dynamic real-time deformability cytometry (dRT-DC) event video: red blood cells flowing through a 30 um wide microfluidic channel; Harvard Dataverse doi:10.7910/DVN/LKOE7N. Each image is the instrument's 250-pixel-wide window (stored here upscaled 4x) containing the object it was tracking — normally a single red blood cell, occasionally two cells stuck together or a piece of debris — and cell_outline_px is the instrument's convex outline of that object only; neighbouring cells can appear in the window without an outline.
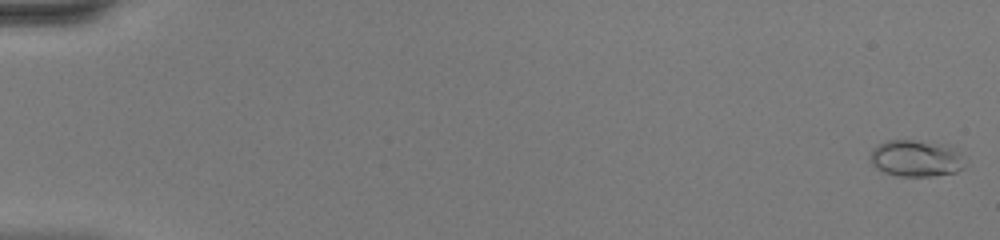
{"species": "common noctule bat (a hibernating species)", "species_latin": "Nyctalus noctula", "temperature_condition": "warm", "stored_images_in_passage": 48, "camera_frame_rate_fps": 3000, "um_per_image_px": 0.085, "animal": {"sex": "female", "body_mass_g": 20.0, "forearm_length_mm": 54.0}, "frame": {"image": 1, "passage_image": 1, "time_ms": 0.0, "image_size_px": [1000, 240], "cell_outline_px": [[964, 168], [956, 172], [932, 176], [900, 176], [884, 172], [876, 168], [868, 160], [872, 148], [876, 144], [888, 140], [912, 140], [944, 144], [956, 148], [960, 152], [964, 164]], "centroid_in_image_um": [77.83, 13.45], "position_along_channel_um": 7.2, "area_um2": 20.46}}
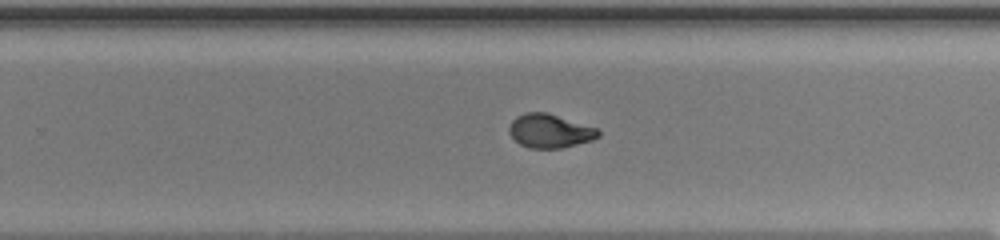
{"frame": {"image": 2, "passage_image": 32, "time_ms": 10.333, "image_size_px": [1000, 240], "cell_outline_px": [[600, 136], [592, 140], [560, 148], [528, 148], [520, 144], [508, 132], [508, 128], [512, 120], [516, 116], [524, 112], [548, 112], [596, 128], [600, 132]], "centroid_in_image_um": [46.71, 11.12], "position_along_channel_um": 283.1, "area_um2": 17.51}}
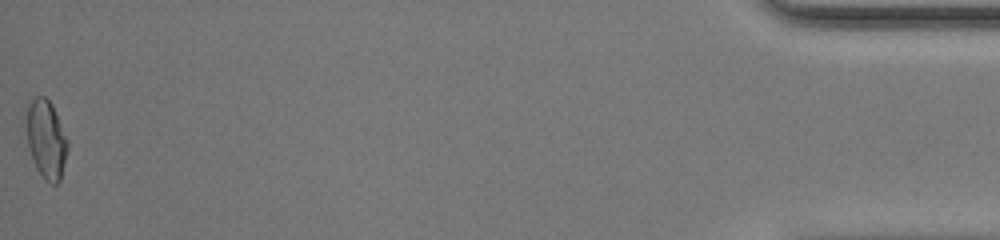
{"frame": {"image": 3, "passage_image": 48, "time_ms": 15.667, "image_size_px": [1000, 240], "cell_outline_px": [[68, 148], [60, 180], [56, 184], [52, 184], [44, 180], [36, 168], [28, 144], [24, 116], [28, 104], [36, 96], [44, 96], [52, 104], [68, 140]], "centroid_in_image_um": [3.91, 11.82], "position_along_channel_um": 431.3, "area_um2": 19.02}, "authors_computed_cell_mechanics": {"area_um2": 17.7446, "velocity_mm_per_s": 4.455, "shape_relaxation_time_tau1_ms": 7.4653, "shape_relaxation_time_tau2_ms": null, "deformation_change_tau1": 0.2746, "deformation_change_tau2": null}}